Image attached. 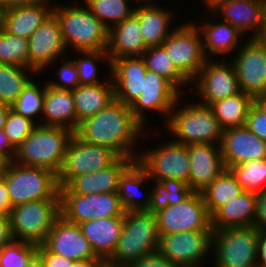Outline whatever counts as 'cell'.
I'll use <instances>...</instances> for the list:
<instances>
[{"instance_id":"49","label":"cell","mask_w":266,"mask_h":267,"mask_svg":"<svg viewBox=\"0 0 266 267\" xmlns=\"http://www.w3.org/2000/svg\"><path fill=\"white\" fill-rule=\"evenodd\" d=\"M254 227L266 233V189L256 194V217Z\"/></svg>"},{"instance_id":"18","label":"cell","mask_w":266,"mask_h":267,"mask_svg":"<svg viewBox=\"0 0 266 267\" xmlns=\"http://www.w3.org/2000/svg\"><path fill=\"white\" fill-rule=\"evenodd\" d=\"M29 68L39 74L68 54L57 17L52 13L28 38Z\"/></svg>"},{"instance_id":"21","label":"cell","mask_w":266,"mask_h":267,"mask_svg":"<svg viewBox=\"0 0 266 267\" xmlns=\"http://www.w3.org/2000/svg\"><path fill=\"white\" fill-rule=\"evenodd\" d=\"M146 71L142 56L113 60L109 74L114 85L115 99L130 107L143 92Z\"/></svg>"},{"instance_id":"3","label":"cell","mask_w":266,"mask_h":267,"mask_svg":"<svg viewBox=\"0 0 266 267\" xmlns=\"http://www.w3.org/2000/svg\"><path fill=\"white\" fill-rule=\"evenodd\" d=\"M74 4L53 6L67 51L107 50L108 28L85 5Z\"/></svg>"},{"instance_id":"17","label":"cell","mask_w":266,"mask_h":267,"mask_svg":"<svg viewBox=\"0 0 266 267\" xmlns=\"http://www.w3.org/2000/svg\"><path fill=\"white\" fill-rule=\"evenodd\" d=\"M181 93L164 77L159 74L146 71L143 79V92L130 106L134 118L146 129V112H157L168 118ZM153 110V111H152Z\"/></svg>"},{"instance_id":"20","label":"cell","mask_w":266,"mask_h":267,"mask_svg":"<svg viewBox=\"0 0 266 267\" xmlns=\"http://www.w3.org/2000/svg\"><path fill=\"white\" fill-rule=\"evenodd\" d=\"M220 150L225 169L254 159L266 158V143L246 126L223 130Z\"/></svg>"},{"instance_id":"44","label":"cell","mask_w":266,"mask_h":267,"mask_svg":"<svg viewBox=\"0 0 266 267\" xmlns=\"http://www.w3.org/2000/svg\"><path fill=\"white\" fill-rule=\"evenodd\" d=\"M37 249V244L13 240L0 250V267H26Z\"/></svg>"},{"instance_id":"31","label":"cell","mask_w":266,"mask_h":267,"mask_svg":"<svg viewBox=\"0 0 266 267\" xmlns=\"http://www.w3.org/2000/svg\"><path fill=\"white\" fill-rule=\"evenodd\" d=\"M256 217V194L243 191L211 215L213 229L253 227Z\"/></svg>"},{"instance_id":"24","label":"cell","mask_w":266,"mask_h":267,"mask_svg":"<svg viewBox=\"0 0 266 267\" xmlns=\"http://www.w3.org/2000/svg\"><path fill=\"white\" fill-rule=\"evenodd\" d=\"M135 161L119 156L110 166L100 171L74 177L66 187L78 195L117 193L120 177Z\"/></svg>"},{"instance_id":"19","label":"cell","mask_w":266,"mask_h":267,"mask_svg":"<svg viewBox=\"0 0 266 267\" xmlns=\"http://www.w3.org/2000/svg\"><path fill=\"white\" fill-rule=\"evenodd\" d=\"M43 245L50 252L73 261L99 259L79 224L68 222L61 215L55 220Z\"/></svg>"},{"instance_id":"15","label":"cell","mask_w":266,"mask_h":267,"mask_svg":"<svg viewBox=\"0 0 266 267\" xmlns=\"http://www.w3.org/2000/svg\"><path fill=\"white\" fill-rule=\"evenodd\" d=\"M207 59L191 82L198 93L200 104L211 106L213 103L240 92L236 71L232 62L222 59ZM230 63V64H229Z\"/></svg>"},{"instance_id":"13","label":"cell","mask_w":266,"mask_h":267,"mask_svg":"<svg viewBox=\"0 0 266 267\" xmlns=\"http://www.w3.org/2000/svg\"><path fill=\"white\" fill-rule=\"evenodd\" d=\"M178 71L191 83L207 61L199 30L193 22L181 24L162 43Z\"/></svg>"},{"instance_id":"11","label":"cell","mask_w":266,"mask_h":267,"mask_svg":"<svg viewBox=\"0 0 266 267\" xmlns=\"http://www.w3.org/2000/svg\"><path fill=\"white\" fill-rule=\"evenodd\" d=\"M159 236L158 252L176 267L201 266L212 251L213 230L185 231Z\"/></svg>"},{"instance_id":"9","label":"cell","mask_w":266,"mask_h":267,"mask_svg":"<svg viewBox=\"0 0 266 267\" xmlns=\"http://www.w3.org/2000/svg\"><path fill=\"white\" fill-rule=\"evenodd\" d=\"M118 157L112 149L86 142L73 133L66 147L63 165L57 174L59 188L65 187L74 177L110 166Z\"/></svg>"},{"instance_id":"45","label":"cell","mask_w":266,"mask_h":267,"mask_svg":"<svg viewBox=\"0 0 266 267\" xmlns=\"http://www.w3.org/2000/svg\"><path fill=\"white\" fill-rule=\"evenodd\" d=\"M37 125L36 121L17 114L10 109L3 130L12 146L16 149Z\"/></svg>"},{"instance_id":"65","label":"cell","mask_w":266,"mask_h":267,"mask_svg":"<svg viewBox=\"0 0 266 267\" xmlns=\"http://www.w3.org/2000/svg\"><path fill=\"white\" fill-rule=\"evenodd\" d=\"M265 1V13H264V32L263 33H266V0Z\"/></svg>"},{"instance_id":"10","label":"cell","mask_w":266,"mask_h":267,"mask_svg":"<svg viewBox=\"0 0 266 267\" xmlns=\"http://www.w3.org/2000/svg\"><path fill=\"white\" fill-rule=\"evenodd\" d=\"M60 215L68 222H82L110 217H124L125 210L117 193L73 194L66 186L59 188Z\"/></svg>"},{"instance_id":"59","label":"cell","mask_w":266,"mask_h":267,"mask_svg":"<svg viewBox=\"0 0 266 267\" xmlns=\"http://www.w3.org/2000/svg\"><path fill=\"white\" fill-rule=\"evenodd\" d=\"M97 260H76L70 267H93Z\"/></svg>"},{"instance_id":"16","label":"cell","mask_w":266,"mask_h":267,"mask_svg":"<svg viewBox=\"0 0 266 267\" xmlns=\"http://www.w3.org/2000/svg\"><path fill=\"white\" fill-rule=\"evenodd\" d=\"M234 55L230 61L236 71L239 90L253 98L266 93V51L262 44L250 37Z\"/></svg>"},{"instance_id":"47","label":"cell","mask_w":266,"mask_h":267,"mask_svg":"<svg viewBox=\"0 0 266 267\" xmlns=\"http://www.w3.org/2000/svg\"><path fill=\"white\" fill-rule=\"evenodd\" d=\"M245 126L266 143V113L255 102L249 108Z\"/></svg>"},{"instance_id":"22","label":"cell","mask_w":266,"mask_h":267,"mask_svg":"<svg viewBox=\"0 0 266 267\" xmlns=\"http://www.w3.org/2000/svg\"><path fill=\"white\" fill-rule=\"evenodd\" d=\"M264 13V0H225L211 10L213 16L220 14L221 20L232 24L241 33L246 35L250 31L251 38L264 32Z\"/></svg>"},{"instance_id":"4","label":"cell","mask_w":266,"mask_h":267,"mask_svg":"<svg viewBox=\"0 0 266 267\" xmlns=\"http://www.w3.org/2000/svg\"><path fill=\"white\" fill-rule=\"evenodd\" d=\"M73 133L65 127L38 124L16 148L13 162L46 168L58 174Z\"/></svg>"},{"instance_id":"29","label":"cell","mask_w":266,"mask_h":267,"mask_svg":"<svg viewBox=\"0 0 266 267\" xmlns=\"http://www.w3.org/2000/svg\"><path fill=\"white\" fill-rule=\"evenodd\" d=\"M124 217L93 219L79 224L98 258L109 259L117 246Z\"/></svg>"},{"instance_id":"43","label":"cell","mask_w":266,"mask_h":267,"mask_svg":"<svg viewBox=\"0 0 266 267\" xmlns=\"http://www.w3.org/2000/svg\"><path fill=\"white\" fill-rule=\"evenodd\" d=\"M79 53L78 56L74 59V63L77 67L78 76L80 85H96L100 83H105V80L98 79L100 77L98 73L97 63L99 64L100 60L109 63L107 68L111 69V61L106 50H88V51H76ZM97 62V63H96ZM104 81V82H103Z\"/></svg>"},{"instance_id":"38","label":"cell","mask_w":266,"mask_h":267,"mask_svg":"<svg viewBox=\"0 0 266 267\" xmlns=\"http://www.w3.org/2000/svg\"><path fill=\"white\" fill-rule=\"evenodd\" d=\"M32 74L36 75L37 73L31 68L0 64V103L11 106L32 79L30 78L33 77Z\"/></svg>"},{"instance_id":"48","label":"cell","mask_w":266,"mask_h":267,"mask_svg":"<svg viewBox=\"0 0 266 267\" xmlns=\"http://www.w3.org/2000/svg\"><path fill=\"white\" fill-rule=\"evenodd\" d=\"M37 254L41 257L44 267H70L73 260L50 252L43 244L38 245Z\"/></svg>"},{"instance_id":"66","label":"cell","mask_w":266,"mask_h":267,"mask_svg":"<svg viewBox=\"0 0 266 267\" xmlns=\"http://www.w3.org/2000/svg\"><path fill=\"white\" fill-rule=\"evenodd\" d=\"M4 8V0H0V10Z\"/></svg>"},{"instance_id":"41","label":"cell","mask_w":266,"mask_h":267,"mask_svg":"<svg viewBox=\"0 0 266 267\" xmlns=\"http://www.w3.org/2000/svg\"><path fill=\"white\" fill-rule=\"evenodd\" d=\"M44 98L45 86L40 87V84L38 85L34 79H31L11 105V109L33 121L36 119L37 124H39L37 119L42 115Z\"/></svg>"},{"instance_id":"26","label":"cell","mask_w":266,"mask_h":267,"mask_svg":"<svg viewBox=\"0 0 266 267\" xmlns=\"http://www.w3.org/2000/svg\"><path fill=\"white\" fill-rule=\"evenodd\" d=\"M53 4L2 8L0 27L7 33L28 39L53 13Z\"/></svg>"},{"instance_id":"58","label":"cell","mask_w":266,"mask_h":267,"mask_svg":"<svg viewBox=\"0 0 266 267\" xmlns=\"http://www.w3.org/2000/svg\"><path fill=\"white\" fill-rule=\"evenodd\" d=\"M26 267H44L41 257L36 253L26 264Z\"/></svg>"},{"instance_id":"34","label":"cell","mask_w":266,"mask_h":267,"mask_svg":"<svg viewBox=\"0 0 266 267\" xmlns=\"http://www.w3.org/2000/svg\"><path fill=\"white\" fill-rule=\"evenodd\" d=\"M254 98L242 91L213 103L210 107L223 130L245 126L247 113Z\"/></svg>"},{"instance_id":"5","label":"cell","mask_w":266,"mask_h":267,"mask_svg":"<svg viewBox=\"0 0 266 267\" xmlns=\"http://www.w3.org/2000/svg\"><path fill=\"white\" fill-rule=\"evenodd\" d=\"M159 239L154 213L147 210L125 212L120 238L109 259L128 267L144 256L158 252Z\"/></svg>"},{"instance_id":"33","label":"cell","mask_w":266,"mask_h":267,"mask_svg":"<svg viewBox=\"0 0 266 267\" xmlns=\"http://www.w3.org/2000/svg\"><path fill=\"white\" fill-rule=\"evenodd\" d=\"M149 180L151 181L147 171L137 161L122 174L119 179L117 194L125 212L148 210L151 188L145 193L146 195H142L144 196L142 200L138 196L141 194L140 191H142L140 187H143L147 182L150 183Z\"/></svg>"},{"instance_id":"53","label":"cell","mask_w":266,"mask_h":267,"mask_svg":"<svg viewBox=\"0 0 266 267\" xmlns=\"http://www.w3.org/2000/svg\"><path fill=\"white\" fill-rule=\"evenodd\" d=\"M11 211V202L8 193V188L6 183L3 181L0 184V215L9 216Z\"/></svg>"},{"instance_id":"57","label":"cell","mask_w":266,"mask_h":267,"mask_svg":"<svg viewBox=\"0 0 266 267\" xmlns=\"http://www.w3.org/2000/svg\"><path fill=\"white\" fill-rule=\"evenodd\" d=\"M93 267H122L117 263L113 262L110 259L99 258L94 264Z\"/></svg>"},{"instance_id":"36","label":"cell","mask_w":266,"mask_h":267,"mask_svg":"<svg viewBox=\"0 0 266 267\" xmlns=\"http://www.w3.org/2000/svg\"><path fill=\"white\" fill-rule=\"evenodd\" d=\"M150 205L147 211L156 213L169 205L182 203L193 191L184 181L178 179H163L160 182L152 180Z\"/></svg>"},{"instance_id":"54","label":"cell","mask_w":266,"mask_h":267,"mask_svg":"<svg viewBox=\"0 0 266 267\" xmlns=\"http://www.w3.org/2000/svg\"><path fill=\"white\" fill-rule=\"evenodd\" d=\"M257 266L266 267V233L258 235Z\"/></svg>"},{"instance_id":"61","label":"cell","mask_w":266,"mask_h":267,"mask_svg":"<svg viewBox=\"0 0 266 267\" xmlns=\"http://www.w3.org/2000/svg\"><path fill=\"white\" fill-rule=\"evenodd\" d=\"M225 0H202V2L205 4V6L208 9V12H210L217 4H219L220 2H223Z\"/></svg>"},{"instance_id":"55","label":"cell","mask_w":266,"mask_h":267,"mask_svg":"<svg viewBox=\"0 0 266 267\" xmlns=\"http://www.w3.org/2000/svg\"><path fill=\"white\" fill-rule=\"evenodd\" d=\"M53 0H4V8L32 6L38 4H53Z\"/></svg>"},{"instance_id":"8","label":"cell","mask_w":266,"mask_h":267,"mask_svg":"<svg viewBox=\"0 0 266 267\" xmlns=\"http://www.w3.org/2000/svg\"><path fill=\"white\" fill-rule=\"evenodd\" d=\"M259 230L253 227L213 229L215 267H257Z\"/></svg>"},{"instance_id":"23","label":"cell","mask_w":266,"mask_h":267,"mask_svg":"<svg viewBox=\"0 0 266 267\" xmlns=\"http://www.w3.org/2000/svg\"><path fill=\"white\" fill-rule=\"evenodd\" d=\"M190 157L189 187L193 192L203 191L225 169L220 145H187Z\"/></svg>"},{"instance_id":"51","label":"cell","mask_w":266,"mask_h":267,"mask_svg":"<svg viewBox=\"0 0 266 267\" xmlns=\"http://www.w3.org/2000/svg\"><path fill=\"white\" fill-rule=\"evenodd\" d=\"M13 240L9 216L0 215V250Z\"/></svg>"},{"instance_id":"35","label":"cell","mask_w":266,"mask_h":267,"mask_svg":"<svg viewBox=\"0 0 266 267\" xmlns=\"http://www.w3.org/2000/svg\"><path fill=\"white\" fill-rule=\"evenodd\" d=\"M244 189L237 182L235 175L230 169L216 177L203 191H201L205 205L210 215L219 207L239 196Z\"/></svg>"},{"instance_id":"14","label":"cell","mask_w":266,"mask_h":267,"mask_svg":"<svg viewBox=\"0 0 266 267\" xmlns=\"http://www.w3.org/2000/svg\"><path fill=\"white\" fill-rule=\"evenodd\" d=\"M159 235L199 230H213L211 215L201 192H193L182 203L169 205L155 213Z\"/></svg>"},{"instance_id":"62","label":"cell","mask_w":266,"mask_h":267,"mask_svg":"<svg viewBox=\"0 0 266 267\" xmlns=\"http://www.w3.org/2000/svg\"><path fill=\"white\" fill-rule=\"evenodd\" d=\"M256 39L262 44L266 51V33H262L261 35L257 36Z\"/></svg>"},{"instance_id":"37","label":"cell","mask_w":266,"mask_h":267,"mask_svg":"<svg viewBox=\"0 0 266 267\" xmlns=\"http://www.w3.org/2000/svg\"><path fill=\"white\" fill-rule=\"evenodd\" d=\"M146 68L168 80L182 95L181 89L191 83L178 71L165 48L161 46L148 47L142 55Z\"/></svg>"},{"instance_id":"6","label":"cell","mask_w":266,"mask_h":267,"mask_svg":"<svg viewBox=\"0 0 266 267\" xmlns=\"http://www.w3.org/2000/svg\"><path fill=\"white\" fill-rule=\"evenodd\" d=\"M4 182L7 185L11 208L44 199H60L57 174L42 167L8 163Z\"/></svg>"},{"instance_id":"52","label":"cell","mask_w":266,"mask_h":267,"mask_svg":"<svg viewBox=\"0 0 266 267\" xmlns=\"http://www.w3.org/2000/svg\"><path fill=\"white\" fill-rule=\"evenodd\" d=\"M15 151L16 149L12 146L4 130H0V155L7 162H11L14 159Z\"/></svg>"},{"instance_id":"42","label":"cell","mask_w":266,"mask_h":267,"mask_svg":"<svg viewBox=\"0 0 266 267\" xmlns=\"http://www.w3.org/2000/svg\"><path fill=\"white\" fill-rule=\"evenodd\" d=\"M0 64L29 68L28 39L9 34L0 27Z\"/></svg>"},{"instance_id":"28","label":"cell","mask_w":266,"mask_h":267,"mask_svg":"<svg viewBox=\"0 0 266 267\" xmlns=\"http://www.w3.org/2000/svg\"><path fill=\"white\" fill-rule=\"evenodd\" d=\"M154 2L153 0L152 2L142 1V4L138 1L134 11L140 19L143 39L147 47L161 46L174 31L170 27L175 20L174 12L169 11L167 7H159Z\"/></svg>"},{"instance_id":"7","label":"cell","mask_w":266,"mask_h":267,"mask_svg":"<svg viewBox=\"0 0 266 267\" xmlns=\"http://www.w3.org/2000/svg\"><path fill=\"white\" fill-rule=\"evenodd\" d=\"M60 216V199H44L16 205L9 213L14 240L41 245Z\"/></svg>"},{"instance_id":"60","label":"cell","mask_w":266,"mask_h":267,"mask_svg":"<svg viewBox=\"0 0 266 267\" xmlns=\"http://www.w3.org/2000/svg\"><path fill=\"white\" fill-rule=\"evenodd\" d=\"M254 102L266 113V93L256 96Z\"/></svg>"},{"instance_id":"64","label":"cell","mask_w":266,"mask_h":267,"mask_svg":"<svg viewBox=\"0 0 266 267\" xmlns=\"http://www.w3.org/2000/svg\"><path fill=\"white\" fill-rule=\"evenodd\" d=\"M7 168H0V184L4 181Z\"/></svg>"},{"instance_id":"1","label":"cell","mask_w":266,"mask_h":267,"mask_svg":"<svg viewBox=\"0 0 266 267\" xmlns=\"http://www.w3.org/2000/svg\"><path fill=\"white\" fill-rule=\"evenodd\" d=\"M133 116L130 107L114 99L104 109L79 123L74 132L80 139L112 149L118 156H139L134 149L147 133ZM142 133V134H140ZM141 135V137H140Z\"/></svg>"},{"instance_id":"67","label":"cell","mask_w":266,"mask_h":267,"mask_svg":"<svg viewBox=\"0 0 266 267\" xmlns=\"http://www.w3.org/2000/svg\"><path fill=\"white\" fill-rule=\"evenodd\" d=\"M137 1H141V2H142V1H152V0H137ZM154 1H155V0H154Z\"/></svg>"},{"instance_id":"63","label":"cell","mask_w":266,"mask_h":267,"mask_svg":"<svg viewBox=\"0 0 266 267\" xmlns=\"http://www.w3.org/2000/svg\"><path fill=\"white\" fill-rule=\"evenodd\" d=\"M8 163L1 155H0V168H8Z\"/></svg>"},{"instance_id":"39","label":"cell","mask_w":266,"mask_h":267,"mask_svg":"<svg viewBox=\"0 0 266 267\" xmlns=\"http://www.w3.org/2000/svg\"><path fill=\"white\" fill-rule=\"evenodd\" d=\"M130 1L138 2L137 0H84L83 3L109 30L134 13L136 5L132 8Z\"/></svg>"},{"instance_id":"12","label":"cell","mask_w":266,"mask_h":267,"mask_svg":"<svg viewBox=\"0 0 266 267\" xmlns=\"http://www.w3.org/2000/svg\"><path fill=\"white\" fill-rule=\"evenodd\" d=\"M137 162L147 171L151 180L178 179L189 186L190 157L184 144L166 141L141 152Z\"/></svg>"},{"instance_id":"46","label":"cell","mask_w":266,"mask_h":267,"mask_svg":"<svg viewBox=\"0 0 266 267\" xmlns=\"http://www.w3.org/2000/svg\"><path fill=\"white\" fill-rule=\"evenodd\" d=\"M63 63L60 65L58 72L59 81L49 80L47 84L56 89L74 90L80 85L77 67L73 59H60Z\"/></svg>"},{"instance_id":"27","label":"cell","mask_w":266,"mask_h":267,"mask_svg":"<svg viewBox=\"0 0 266 267\" xmlns=\"http://www.w3.org/2000/svg\"><path fill=\"white\" fill-rule=\"evenodd\" d=\"M221 21L218 23L205 21V23H200L202 25L197 24V26L195 24L197 22H194L195 27L199 30L204 54L207 59H214L211 57L212 55H221V60L224 59L222 56L228 58V54L239 49V46L243 44L241 42L244 39L242 37L244 34L232 24L223 20Z\"/></svg>"},{"instance_id":"32","label":"cell","mask_w":266,"mask_h":267,"mask_svg":"<svg viewBox=\"0 0 266 267\" xmlns=\"http://www.w3.org/2000/svg\"><path fill=\"white\" fill-rule=\"evenodd\" d=\"M107 80L96 85H79L72 90L76 129L80 122L95 115L115 99L112 78Z\"/></svg>"},{"instance_id":"56","label":"cell","mask_w":266,"mask_h":267,"mask_svg":"<svg viewBox=\"0 0 266 267\" xmlns=\"http://www.w3.org/2000/svg\"><path fill=\"white\" fill-rule=\"evenodd\" d=\"M10 109H11V106L4 104V103H0V130L4 129V125L7 119V114Z\"/></svg>"},{"instance_id":"50","label":"cell","mask_w":266,"mask_h":267,"mask_svg":"<svg viewBox=\"0 0 266 267\" xmlns=\"http://www.w3.org/2000/svg\"><path fill=\"white\" fill-rule=\"evenodd\" d=\"M128 267H176L159 252L144 256Z\"/></svg>"},{"instance_id":"25","label":"cell","mask_w":266,"mask_h":267,"mask_svg":"<svg viewBox=\"0 0 266 267\" xmlns=\"http://www.w3.org/2000/svg\"><path fill=\"white\" fill-rule=\"evenodd\" d=\"M147 48L135 13L109 29L106 51L111 62L122 57L142 56Z\"/></svg>"},{"instance_id":"30","label":"cell","mask_w":266,"mask_h":267,"mask_svg":"<svg viewBox=\"0 0 266 267\" xmlns=\"http://www.w3.org/2000/svg\"><path fill=\"white\" fill-rule=\"evenodd\" d=\"M45 85L43 112L39 124L60 126L76 131V113L72 90L56 89ZM43 120V121H42Z\"/></svg>"},{"instance_id":"40","label":"cell","mask_w":266,"mask_h":267,"mask_svg":"<svg viewBox=\"0 0 266 267\" xmlns=\"http://www.w3.org/2000/svg\"><path fill=\"white\" fill-rule=\"evenodd\" d=\"M230 170L244 191L257 194L266 189V158L243 162Z\"/></svg>"},{"instance_id":"2","label":"cell","mask_w":266,"mask_h":267,"mask_svg":"<svg viewBox=\"0 0 266 267\" xmlns=\"http://www.w3.org/2000/svg\"><path fill=\"white\" fill-rule=\"evenodd\" d=\"M180 98L182 97L177 99L165 121L166 125L163 126L168 131L167 134L170 133L173 136L174 139L171 141L186 146L190 144L220 145L223 129L211 107L199 102L195 103V101L179 105L181 104L179 101H182Z\"/></svg>"}]
</instances>
